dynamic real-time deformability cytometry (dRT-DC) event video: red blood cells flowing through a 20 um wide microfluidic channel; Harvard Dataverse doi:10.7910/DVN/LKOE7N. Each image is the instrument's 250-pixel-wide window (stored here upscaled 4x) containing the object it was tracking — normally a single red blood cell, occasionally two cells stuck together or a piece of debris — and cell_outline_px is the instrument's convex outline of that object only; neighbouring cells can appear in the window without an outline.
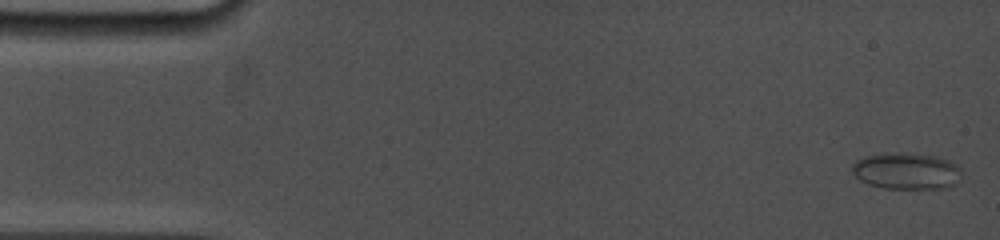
{"species": "common noctule bat (a hibernating species)", "species_latin": "Nyctalus noctula", "temperature_condition": "cold", "stored_images_in_passage": 49, "camera_frame_rate_fps": 5000, "um_per_image_px": 0.085, "animal": {"sex": "female", "body_mass_g": 19.0, "forearm_length_mm": 53.3}, "frame": {"image": 1, "passage_image": 1, "time_ms": 0.0, "image_size_px": [1000, 240], "cell_outline_px": [[960, 180], [956, 184], [948, 188], [884, 188], [868, 184], [860, 180], [852, 172], [852, 164], [856, 160], [864, 156], [900, 152], [936, 156], [948, 160], [956, 164], [960, 168]], "centroid_in_image_um": [77.06, 14.54], "position_along_channel_um": 7.9, "area_um2": 23.35}}
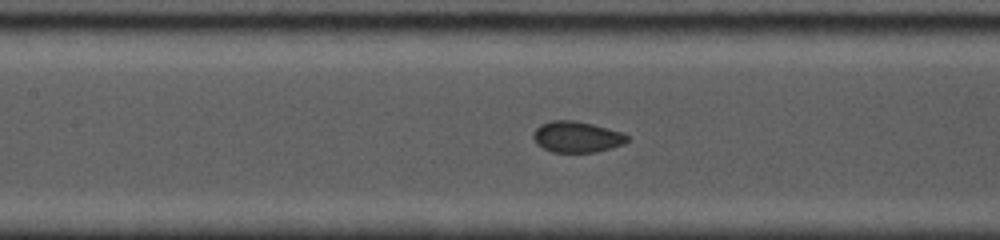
{"frame": {"image": 2, "passage_image": 22, "time_ms": 7.2, "image_size_px": [1000, 240], "cell_outline_px": [[628, 140], [624, 144], [596, 152], [552, 152], [536, 144], [532, 136], [532, 132], [540, 124], [548, 120], [576, 120], [592, 124], [620, 132], [628, 136]], "centroid_in_image_um": [48.97, 11.63], "position_along_channel_um": 158.4, "area_um2": 17.05}}
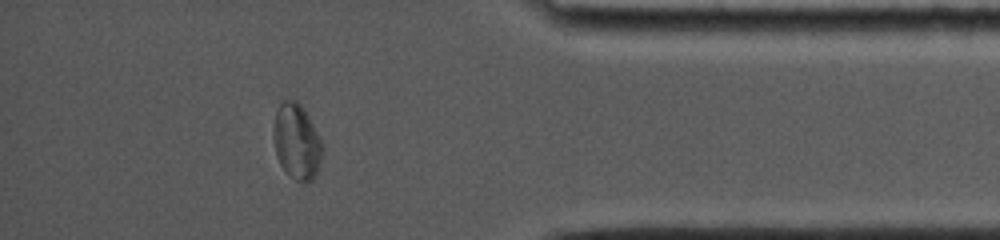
{"frame": {"image": 3, "passage_image": 42, "time_ms": 14.2, "image_size_px": [1000, 240], "cell_outline_px": [[324, 148], [320, 164], [312, 180], [296, 180], [280, 164], [276, 156], [272, 132], [272, 128], [276, 112], [280, 104], [284, 100], [296, 100], [300, 104], [308, 116]], "centroid_in_image_um": [25.2, 12.01], "position_along_channel_um": 410.0, "area_um2": 21.15}, "authors_computed_cell_mechanics": {"area_um2": 17.34, "velocity_mm_per_s": 3.8027, "shape_relaxation_time_tau1_ms": 7.9871, "shape_relaxation_time_tau2_ms": null, "deformation_change_tau1": 0.1567, "deformation_change_tau2": null}}